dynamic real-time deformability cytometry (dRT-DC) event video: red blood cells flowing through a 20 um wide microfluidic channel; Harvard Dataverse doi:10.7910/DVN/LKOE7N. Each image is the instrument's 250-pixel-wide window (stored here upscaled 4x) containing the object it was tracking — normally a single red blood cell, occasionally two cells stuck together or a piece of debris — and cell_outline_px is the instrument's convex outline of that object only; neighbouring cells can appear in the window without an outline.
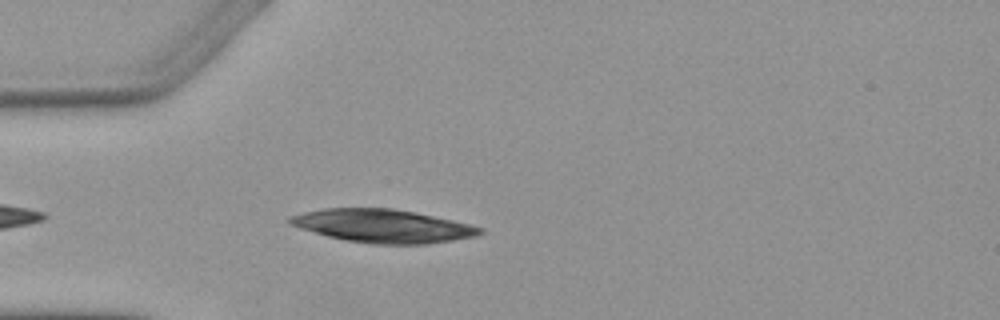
{"species": "Egyptian fruit bat (a non-hibernating species)", "species_latin": "Rousettus aegyptiacus", "temperature_condition": "warm", "stored_images_in_passage": 3, "camera_frame_rate_fps": 3000, "um_per_image_px": 0.085, "animal": {"sex": "female"}, "frame": {"image": 1, "passage_image": 3, "time_ms": 3.0, "image_size_px": [1000, 320], "cell_outline_px": [[484, 232], [476, 236], [452, 240], [424, 244], [372, 244], [348, 240], [328, 236], [300, 228], [284, 220], [288, 216], [304, 212], [324, 208], [392, 208], [472, 224], [484, 228]], "centroid_in_image_um": [32.53, 19.2], "position_along_channel_um": 52.5, "area_um2": 36.59}}